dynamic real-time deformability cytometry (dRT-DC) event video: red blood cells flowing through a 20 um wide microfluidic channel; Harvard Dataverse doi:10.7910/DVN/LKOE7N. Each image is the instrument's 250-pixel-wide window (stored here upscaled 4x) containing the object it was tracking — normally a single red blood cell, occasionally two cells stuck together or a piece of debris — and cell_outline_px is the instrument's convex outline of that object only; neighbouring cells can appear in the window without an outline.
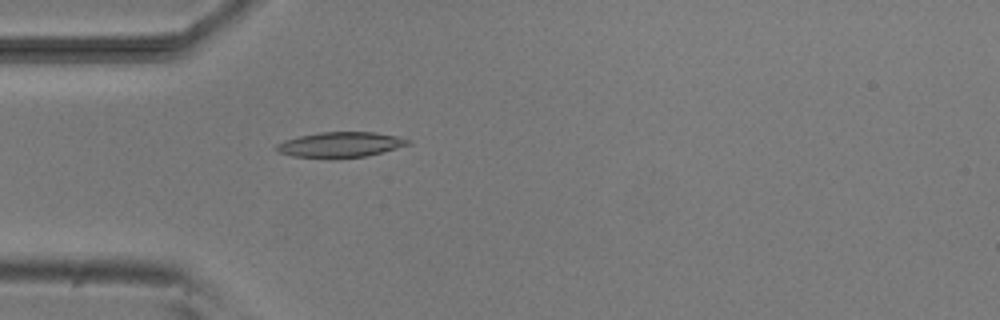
{"species": "common noctule bat (a hibernating species)", "species_latin": "Nyctalus noctula", "temperature_condition": "room temperature", "stored_images_in_passage": 7, "camera_frame_rate_fps": 3000, "um_per_image_px": 0.085, "animal": {"sex": "male", "body_mass_g": 20.5, "forearm_length_mm": 52.5}, "frame": {"image": 1, "passage_image": 7, "time_ms": 7.667, "image_size_px": [1000, 320], "cell_outline_px": [[412, 144], [364, 156], [292, 156], [280, 152], [276, 148], [276, 144], [284, 140], [300, 136], [320, 132], [376, 132], [396, 136], [412, 140]], "centroid_in_image_um": [28.98, 12.25], "position_along_channel_um": 56.0, "area_um2": 18.61}}